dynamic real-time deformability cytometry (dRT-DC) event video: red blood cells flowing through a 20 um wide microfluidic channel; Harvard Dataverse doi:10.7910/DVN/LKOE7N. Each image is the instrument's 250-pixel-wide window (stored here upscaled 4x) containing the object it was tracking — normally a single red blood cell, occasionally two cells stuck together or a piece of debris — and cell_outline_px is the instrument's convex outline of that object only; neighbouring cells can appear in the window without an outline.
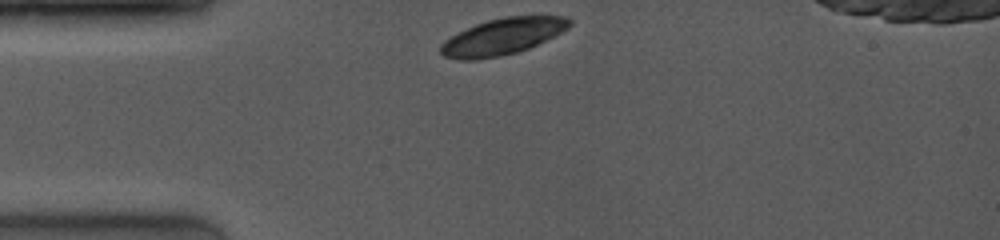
{"species": "common noctule bat (a hibernating species)", "species_latin": "Nyctalus noctula", "temperature_condition": "room temperature", "stored_images_in_passage": 6, "camera_frame_rate_fps": 4000, "um_per_image_px": 0.085, "animal": {"sex": "female", "body_mass_g": 19.0, "forearm_length_mm": 53.3}, "frame": {"image": 1, "passage_image": 1, "time_ms": 0.0, "image_size_px": [1000, 240], "cell_outline_px": [[572, 24], [568, 28], [528, 48], [516, 52], [500, 56], [476, 60], [460, 60], [444, 56], [440, 52], [440, 44], [444, 40], [456, 32], [476, 24], [488, 20], [504, 16], [568, 16], [572, 20]], "centroid_in_image_um": [42.68, 3.1], "position_along_channel_um": 42.3, "area_um2": 27.28}}